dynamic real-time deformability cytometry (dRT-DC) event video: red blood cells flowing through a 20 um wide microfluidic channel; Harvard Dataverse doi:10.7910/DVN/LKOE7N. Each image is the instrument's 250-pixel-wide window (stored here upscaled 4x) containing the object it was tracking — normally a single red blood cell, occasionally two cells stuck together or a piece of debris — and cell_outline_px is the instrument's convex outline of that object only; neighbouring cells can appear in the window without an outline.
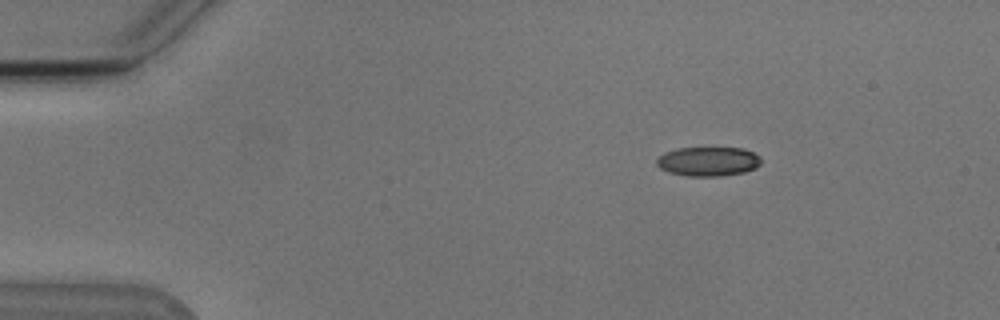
{"species": "Egyptian fruit bat (a non-hibernating species)", "species_latin": "Rousettus aegyptiacus", "temperature_condition": "cold", "stored_images_in_passage": 47, "camera_frame_rate_fps": 3000, "um_per_image_px": 0.085, "animal": {"sex": "male"}, "frame": {"image": 1, "passage_image": 2, "time_ms": 0.333, "image_size_px": [1000, 320], "cell_outline_px": [[760, 164], [756, 168], [744, 172], [720, 176], [688, 176], [668, 172], [660, 168], [656, 164], [656, 160], [664, 152], [676, 148], [744, 148], [760, 156]], "centroid_in_image_um": [60.18, 13.72], "position_along_channel_um": 24.8, "area_um2": 17.86}}
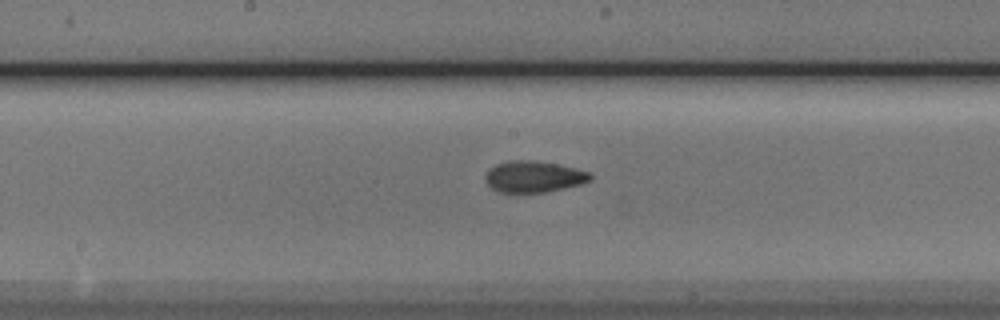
{"frame": {"image": 2, "passage_image": 22, "time_ms": 7.0, "image_size_px": [1000, 320], "cell_outline_px": [[592, 180], [580, 184], [564, 188], [544, 192], [500, 192], [492, 188], [484, 180], [484, 176], [488, 168], [496, 164], [508, 160], [536, 160], [556, 164], [588, 172], [592, 176]], "centroid_in_image_um": [45.31, 15.0], "position_along_channel_um": 202.9, "area_um2": 19.13}}
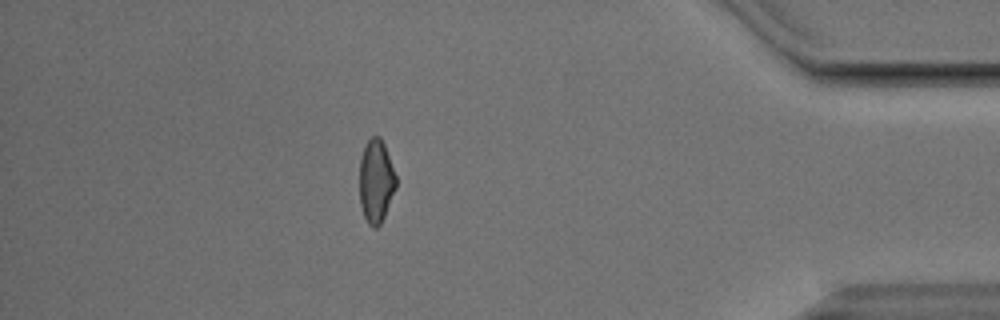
{"frame": {"image": 3, "passage_image": 41, "time_ms": 13.333, "image_size_px": [1000, 320], "cell_outline_px": [[396, 188], [384, 216], [380, 224], [376, 228], [372, 228], [368, 224], [364, 216], [360, 204], [360, 160], [364, 144], [372, 136], [380, 136], [384, 144], [396, 176]], "centroid_in_image_um": [31.95, 15.39], "position_along_channel_um": 403.2, "area_um2": 17.69}, "authors_computed_cell_mechanics": {"area_um2": 18.6694, "velocity_mm_per_s": 3.8216, "shape_relaxation_time_tau1_ms": 4.9456, "shape_relaxation_time_tau2_ms": 3.2668, "deformation_change_tau1": 0.1282, "deformation_change_tau2": 0.0781}}